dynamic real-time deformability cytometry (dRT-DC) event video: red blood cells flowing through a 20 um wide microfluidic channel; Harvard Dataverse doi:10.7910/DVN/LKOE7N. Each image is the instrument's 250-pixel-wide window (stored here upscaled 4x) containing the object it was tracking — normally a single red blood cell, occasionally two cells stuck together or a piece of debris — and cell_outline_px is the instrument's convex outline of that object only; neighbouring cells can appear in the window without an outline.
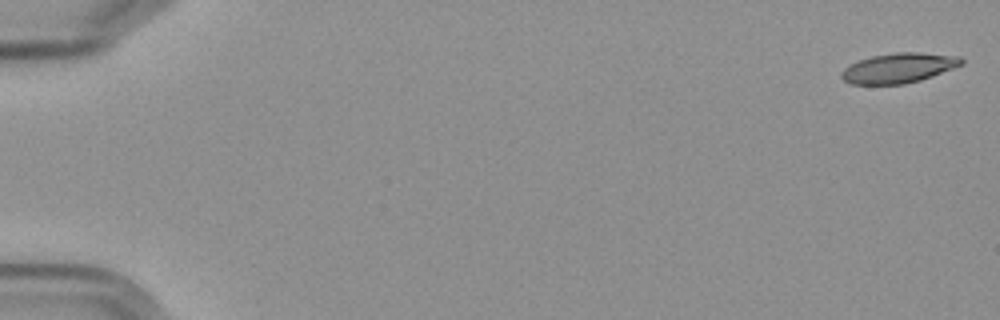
{"species": "Egyptian fruit bat (a non-hibernating species)", "species_latin": "Rousettus aegyptiacus", "temperature_condition": "cold", "stored_images_in_passage": 6, "camera_frame_rate_fps": 3000, "um_per_image_px": 0.085, "frame": {"image": 1, "passage_image": 1, "time_ms": 0.0, "image_size_px": [1000, 320], "cell_outline_px": [[964, 64], [932, 76], [920, 80], [904, 84], [848, 84], [840, 76], [840, 72], [844, 68], [860, 60], [872, 56], [896, 52], [920, 52], [960, 56], [964, 60]], "centroid_in_image_um": [76.4, 5.77], "position_along_channel_um": 8.6, "area_um2": 20.92}}
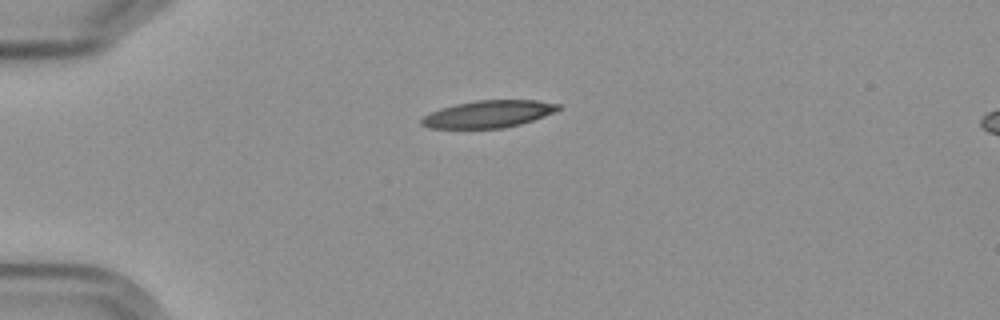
{"frame": {"image": 2, "passage_image": 5, "time_ms": 4.667, "image_size_px": [1000, 320], "cell_outline_px": [[560, 108], [544, 116], [520, 124], [504, 128], [428, 128], [420, 124], [420, 120], [424, 116], [440, 108], [456, 104], [476, 100], [536, 100], [560, 104]], "centroid_in_image_um": [41.49, 9.69], "position_along_channel_um": 43.5, "area_um2": 21.5}}